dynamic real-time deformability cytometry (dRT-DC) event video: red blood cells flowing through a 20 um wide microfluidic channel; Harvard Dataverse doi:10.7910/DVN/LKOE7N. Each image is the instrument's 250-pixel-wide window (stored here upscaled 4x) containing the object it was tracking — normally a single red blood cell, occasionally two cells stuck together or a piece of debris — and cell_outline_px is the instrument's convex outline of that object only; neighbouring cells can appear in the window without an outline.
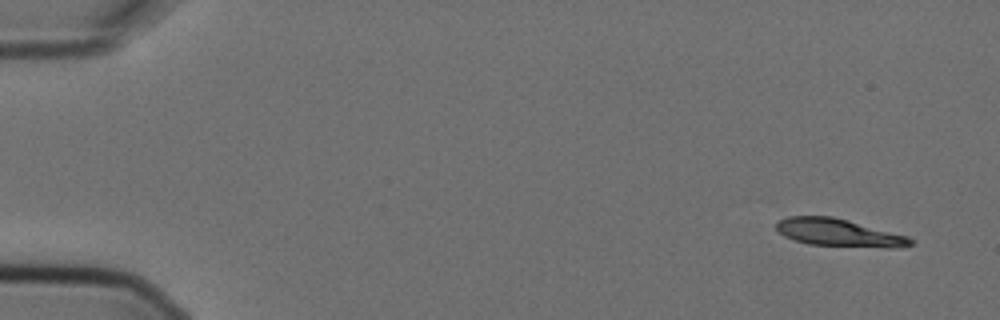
{"species": "Egyptian fruit bat (a non-hibernating species)", "species_latin": "Rousettus aegyptiacus", "temperature_condition": "cold", "stored_images_in_passage": 6, "camera_frame_rate_fps": 3000, "um_per_image_px": 0.085, "animal": {"sex": "female"}, "frame": {"image": 1, "passage_image": 1, "time_ms": 0.0, "image_size_px": [1000, 320], "cell_outline_px": [[912, 244], [896, 248], [884, 248], [808, 244], [784, 236], [776, 228], [776, 220], [788, 216], [832, 216], [848, 220], [908, 236], [912, 240]], "centroid_in_image_um": [71.28, 19.77], "position_along_channel_um": 13.7, "area_um2": 21.56}}
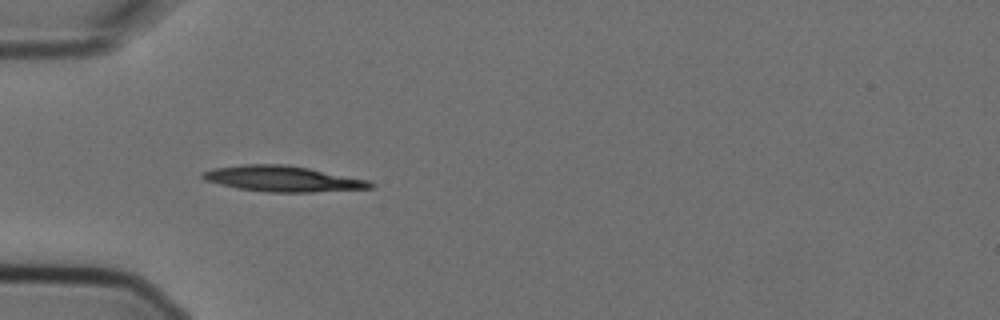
{"frame": {"image": 2, "passage_image": 5, "time_ms": 1.333, "image_size_px": [1000, 320], "cell_outline_px": [[376, 184], [372, 188], [312, 192], [268, 192], [236, 188], [204, 180], [200, 176], [200, 172], [212, 168], [244, 164], [288, 164], [368, 180]], "centroid_in_image_um": [23.99, 15.19], "position_along_channel_um": 61.0, "area_um2": 25.2}}
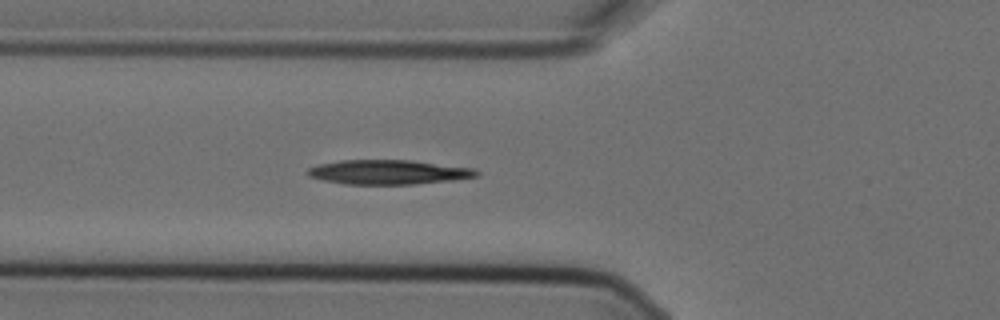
{"frame": {"image": 3, "passage_image": 6, "time_ms": 1.667, "image_size_px": [1000, 320], "cell_outline_px": [[480, 176], [452, 180], [412, 184], [344, 184], [324, 180], [308, 176], [308, 168], [320, 164], [340, 160], [412, 160], [472, 168], [480, 172]], "centroid_in_image_um": [33.03, 14.63], "position_along_channel_um": 92.8, "area_um2": 23.93}}